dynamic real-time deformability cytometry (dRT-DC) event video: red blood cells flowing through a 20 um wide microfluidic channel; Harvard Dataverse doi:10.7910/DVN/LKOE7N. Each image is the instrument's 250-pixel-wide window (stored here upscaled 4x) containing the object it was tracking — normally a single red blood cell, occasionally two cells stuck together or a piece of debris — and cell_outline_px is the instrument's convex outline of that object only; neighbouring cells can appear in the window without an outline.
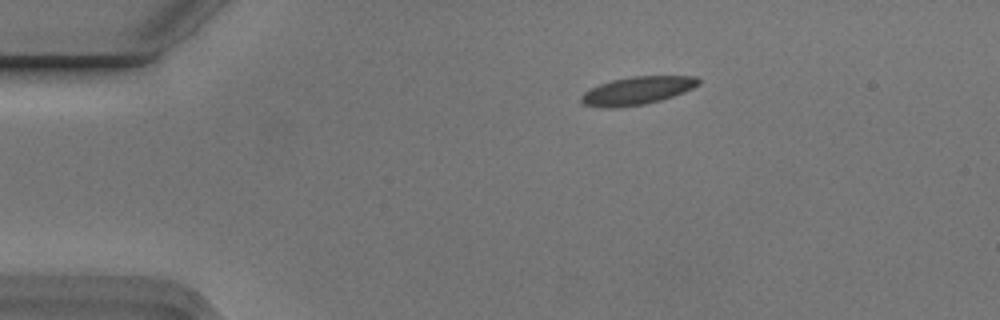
{"species": "Egyptian fruit bat (a non-hibernating species)", "species_latin": "Rousettus aegyptiacus", "temperature_condition": "cold", "stored_images_in_passage": 8, "camera_frame_rate_fps": 3000, "um_per_image_px": 0.085, "animal": {"sex": "male"}, "frame": {"image": 1, "passage_image": 1, "time_ms": 0.0, "image_size_px": [1000, 320], "cell_outline_px": [[700, 84], [684, 92], [660, 100], [644, 104], [616, 108], [600, 108], [580, 104], [580, 96], [584, 92], [600, 84], [612, 80], [632, 76], [696, 76], [700, 80]], "centroid_in_image_um": [54.12, 7.71], "position_along_channel_um": 30.9, "area_um2": 19.19}}
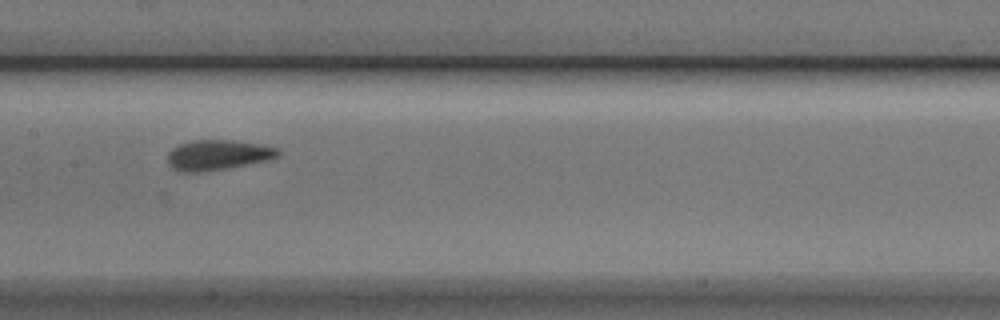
{"frame": {"image": 2, "passage_image": 6, "time_ms": 1.667, "image_size_px": [1000, 320], "cell_outline_px": [[280, 156], [268, 160], [228, 168], [204, 172], [180, 172], [172, 168], [168, 164], [168, 152], [172, 148], [180, 144], [192, 140], [232, 140], [260, 144], [280, 148]], "centroid_in_image_um": [18.52, 13.18], "position_along_channel_um": 188.9, "area_um2": 19.65}}
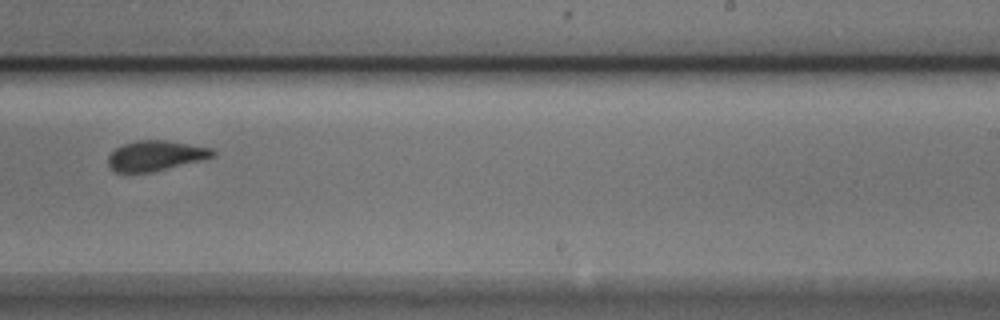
{"frame": {"image": 3, "passage_image": 8, "time_ms": 2.333, "image_size_px": [1000, 320], "cell_outline_px": [[216, 156], [152, 172], [116, 172], [108, 164], [108, 156], [116, 148], [124, 144], [136, 140], [168, 140], [212, 148], [216, 152]], "centroid_in_image_um": [13.24, 13.22], "position_along_channel_um": 275.8, "area_um2": 18.26}}